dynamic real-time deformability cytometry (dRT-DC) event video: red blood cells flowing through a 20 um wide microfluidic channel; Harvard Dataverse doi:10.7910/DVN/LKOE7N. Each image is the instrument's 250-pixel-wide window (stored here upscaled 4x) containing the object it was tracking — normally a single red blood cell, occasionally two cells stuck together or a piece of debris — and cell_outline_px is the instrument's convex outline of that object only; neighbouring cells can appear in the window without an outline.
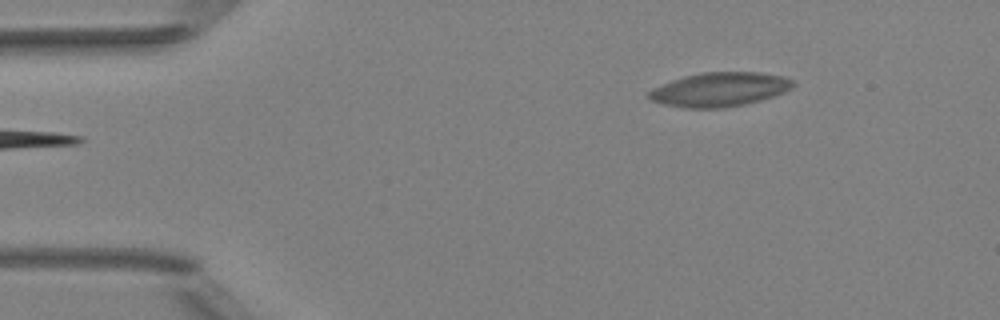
{"species": "Egyptian fruit bat (a non-hibernating species)", "species_latin": "Rousettus aegyptiacus", "temperature_condition": "room temperature", "stored_images_in_passage": 6, "segment_of_instrument_passage": [2, 2], "camera_frame_rate_fps": 3000, "um_per_image_px": 0.085, "animal": {"sex": "female"}, "frame": {"image": 1, "passage_image": 6, "time_ms": 5.667, "image_size_px": [1000, 320], "cell_outline_px": [[796, 84], [792, 88], [784, 92], [760, 100], [744, 104], [724, 108], [684, 108], [664, 104], [652, 100], [648, 96], [648, 92], [652, 88], [672, 80], [684, 76], [700, 72], [760, 72], [784, 76], [792, 80]], "centroid_in_image_um": [61.17, 7.6], "position_along_channel_um": 23.8, "area_um2": 28.67}}